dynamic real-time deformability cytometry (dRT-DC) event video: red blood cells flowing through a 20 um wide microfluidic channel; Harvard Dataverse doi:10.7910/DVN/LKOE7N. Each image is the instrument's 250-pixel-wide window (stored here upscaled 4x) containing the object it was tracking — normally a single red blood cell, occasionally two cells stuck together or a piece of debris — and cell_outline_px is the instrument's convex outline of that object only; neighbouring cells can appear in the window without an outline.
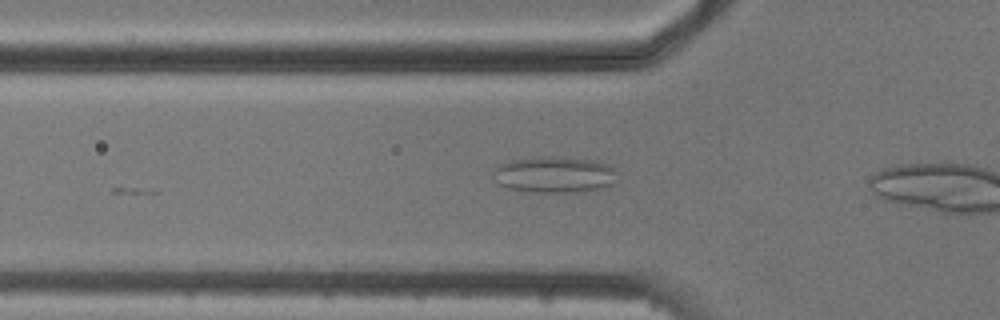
{"species": "common noctule bat (a hibernating species)", "species_latin": "Nyctalus noctula", "temperature_condition": "cold", "stored_images_in_passage": 4, "camera_frame_rate_fps": 3000, "um_per_image_px": 0.085, "animal": {"sex": "male", "body_mass_g": 20.5, "forearm_length_mm": 52.5}, "frame": {"image": 1, "passage_image": 3, "time_ms": 3.0, "image_size_px": [1000, 320], "cell_outline_px": [[616, 184], [604, 188], [572, 192], [536, 192], [508, 188], [500, 184], [492, 172], [500, 164], [508, 160], [536, 156], [560, 156], [592, 160], [608, 164], [616, 172]], "centroid_in_image_um": [47.15, 14.82], "position_along_channel_um": 78.6, "area_um2": 26.41}}